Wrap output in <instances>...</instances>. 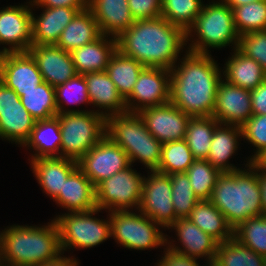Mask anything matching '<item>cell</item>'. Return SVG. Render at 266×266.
<instances>
[{"label":"cell","mask_w":266,"mask_h":266,"mask_svg":"<svg viewBox=\"0 0 266 266\" xmlns=\"http://www.w3.org/2000/svg\"><path fill=\"white\" fill-rule=\"evenodd\" d=\"M184 53L170 70V102L191 117L212 116L222 69L211 54Z\"/></svg>","instance_id":"6da1fadb"},{"label":"cell","mask_w":266,"mask_h":266,"mask_svg":"<svg viewBox=\"0 0 266 266\" xmlns=\"http://www.w3.org/2000/svg\"><path fill=\"white\" fill-rule=\"evenodd\" d=\"M117 49L145 67L171 70L186 43V32L164 17L134 21L117 39ZM182 50V51H181Z\"/></svg>","instance_id":"7a4b0ae2"},{"label":"cell","mask_w":266,"mask_h":266,"mask_svg":"<svg viewBox=\"0 0 266 266\" xmlns=\"http://www.w3.org/2000/svg\"><path fill=\"white\" fill-rule=\"evenodd\" d=\"M4 266H41L62 255L55 220L46 225H10L0 231Z\"/></svg>","instance_id":"3957f363"},{"label":"cell","mask_w":266,"mask_h":266,"mask_svg":"<svg viewBox=\"0 0 266 266\" xmlns=\"http://www.w3.org/2000/svg\"><path fill=\"white\" fill-rule=\"evenodd\" d=\"M245 162L243 169L218 176L209 199L233 229L248 218L263 215L257 171L249 159Z\"/></svg>","instance_id":"277c9868"},{"label":"cell","mask_w":266,"mask_h":266,"mask_svg":"<svg viewBox=\"0 0 266 266\" xmlns=\"http://www.w3.org/2000/svg\"><path fill=\"white\" fill-rule=\"evenodd\" d=\"M239 38L232 9L222 0H214L206 5L204 3L201 13L186 31V50L197 54H210L212 48L221 50L232 45L233 50L238 47Z\"/></svg>","instance_id":"5b68a950"},{"label":"cell","mask_w":266,"mask_h":266,"mask_svg":"<svg viewBox=\"0 0 266 266\" xmlns=\"http://www.w3.org/2000/svg\"><path fill=\"white\" fill-rule=\"evenodd\" d=\"M106 135L128 155L131 165L142 163L148 171L157 170L162 143L148 130L137 112H125L107 117Z\"/></svg>","instance_id":"8992f818"},{"label":"cell","mask_w":266,"mask_h":266,"mask_svg":"<svg viewBox=\"0 0 266 266\" xmlns=\"http://www.w3.org/2000/svg\"><path fill=\"white\" fill-rule=\"evenodd\" d=\"M56 116L61 130V157L78 161L106 135L107 118L94 109Z\"/></svg>","instance_id":"52a82bcc"},{"label":"cell","mask_w":266,"mask_h":266,"mask_svg":"<svg viewBox=\"0 0 266 266\" xmlns=\"http://www.w3.org/2000/svg\"><path fill=\"white\" fill-rule=\"evenodd\" d=\"M101 210L65 212L53 218L59 229L61 251L87 249L100 245L111 237L109 212L106 219L94 215ZM94 216V217H93Z\"/></svg>","instance_id":"ba28073f"},{"label":"cell","mask_w":266,"mask_h":266,"mask_svg":"<svg viewBox=\"0 0 266 266\" xmlns=\"http://www.w3.org/2000/svg\"><path fill=\"white\" fill-rule=\"evenodd\" d=\"M136 212V213H135ZM110 211L111 238L130 250L164 248L166 234L158 223L140 210Z\"/></svg>","instance_id":"9c48e42d"},{"label":"cell","mask_w":266,"mask_h":266,"mask_svg":"<svg viewBox=\"0 0 266 266\" xmlns=\"http://www.w3.org/2000/svg\"><path fill=\"white\" fill-rule=\"evenodd\" d=\"M132 167L101 181L95 187L98 209H106L107 212L139 209L144 176Z\"/></svg>","instance_id":"30bf717a"},{"label":"cell","mask_w":266,"mask_h":266,"mask_svg":"<svg viewBox=\"0 0 266 266\" xmlns=\"http://www.w3.org/2000/svg\"><path fill=\"white\" fill-rule=\"evenodd\" d=\"M172 184L168 174L148 171L144 175L139 209L144 215L168 229L178 218L172 202Z\"/></svg>","instance_id":"8fae6325"},{"label":"cell","mask_w":266,"mask_h":266,"mask_svg":"<svg viewBox=\"0 0 266 266\" xmlns=\"http://www.w3.org/2000/svg\"><path fill=\"white\" fill-rule=\"evenodd\" d=\"M77 162L78 167L95 187L101 181L131 166L125 151L107 135Z\"/></svg>","instance_id":"7c38bea8"},{"label":"cell","mask_w":266,"mask_h":266,"mask_svg":"<svg viewBox=\"0 0 266 266\" xmlns=\"http://www.w3.org/2000/svg\"><path fill=\"white\" fill-rule=\"evenodd\" d=\"M36 121L22 105L18 94L0 81V138L22 147Z\"/></svg>","instance_id":"4fadbf2b"},{"label":"cell","mask_w":266,"mask_h":266,"mask_svg":"<svg viewBox=\"0 0 266 266\" xmlns=\"http://www.w3.org/2000/svg\"><path fill=\"white\" fill-rule=\"evenodd\" d=\"M171 74L164 68L144 67L131 94L125 99L127 112L170 102Z\"/></svg>","instance_id":"5bb4252c"},{"label":"cell","mask_w":266,"mask_h":266,"mask_svg":"<svg viewBox=\"0 0 266 266\" xmlns=\"http://www.w3.org/2000/svg\"><path fill=\"white\" fill-rule=\"evenodd\" d=\"M27 3L0 8V45H3V55L28 52L32 45L31 0Z\"/></svg>","instance_id":"9a60e30c"},{"label":"cell","mask_w":266,"mask_h":266,"mask_svg":"<svg viewBox=\"0 0 266 266\" xmlns=\"http://www.w3.org/2000/svg\"><path fill=\"white\" fill-rule=\"evenodd\" d=\"M138 114L143 119L147 130L162 144L185 139L191 116L171 102L143 108Z\"/></svg>","instance_id":"2e32d148"},{"label":"cell","mask_w":266,"mask_h":266,"mask_svg":"<svg viewBox=\"0 0 266 266\" xmlns=\"http://www.w3.org/2000/svg\"><path fill=\"white\" fill-rule=\"evenodd\" d=\"M253 115L251 90L219 82L212 117L220 124L242 127Z\"/></svg>","instance_id":"e0dca14e"},{"label":"cell","mask_w":266,"mask_h":266,"mask_svg":"<svg viewBox=\"0 0 266 266\" xmlns=\"http://www.w3.org/2000/svg\"><path fill=\"white\" fill-rule=\"evenodd\" d=\"M170 229L173 231L175 230V236H177V241L180 245H178L179 243H174L175 240H171L170 236L166 234L165 247L184 256L197 259L205 258L206 261L215 259L218 242L213 237L203 232L188 218L177 219L168 228V230Z\"/></svg>","instance_id":"ac0fdd59"},{"label":"cell","mask_w":266,"mask_h":266,"mask_svg":"<svg viewBox=\"0 0 266 266\" xmlns=\"http://www.w3.org/2000/svg\"><path fill=\"white\" fill-rule=\"evenodd\" d=\"M0 81L14 91H30L44 82L37 63L29 52L0 56Z\"/></svg>","instance_id":"d6986e66"},{"label":"cell","mask_w":266,"mask_h":266,"mask_svg":"<svg viewBox=\"0 0 266 266\" xmlns=\"http://www.w3.org/2000/svg\"><path fill=\"white\" fill-rule=\"evenodd\" d=\"M28 52L35 59L43 80L53 87L77 74L71 53L56 45L32 44Z\"/></svg>","instance_id":"ffe728a7"},{"label":"cell","mask_w":266,"mask_h":266,"mask_svg":"<svg viewBox=\"0 0 266 266\" xmlns=\"http://www.w3.org/2000/svg\"><path fill=\"white\" fill-rule=\"evenodd\" d=\"M42 12L31 16L32 44L33 45H56L61 32L72 21V19L87 8L69 7H41Z\"/></svg>","instance_id":"44dd1931"},{"label":"cell","mask_w":266,"mask_h":266,"mask_svg":"<svg viewBox=\"0 0 266 266\" xmlns=\"http://www.w3.org/2000/svg\"><path fill=\"white\" fill-rule=\"evenodd\" d=\"M84 77L90 105L97 108V110H94L96 113L107 118L111 115L127 112L125 100L119 94L106 71L86 73Z\"/></svg>","instance_id":"7402d4cb"},{"label":"cell","mask_w":266,"mask_h":266,"mask_svg":"<svg viewBox=\"0 0 266 266\" xmlns=\"http://www.w3.org/2000/svg\"><path fill=\"white\" fill-rule=\"evenodd\" d=\"M103 35L118 38L134 23L128 0H88Z\"/></svg>","instance_id":"603a6c76"},{"label":"cell","mask_w":266,"mask_h":266,"mask_svg":"<svg viewBox=\"0 0 266 266\" xmlns=\"http://www.w3.org/2000/svg\"><path fill=\"white\" fill-rule=\"evenodd\" d=\"M32 173L44 193L54 200L64 186V181L78 167V162L64 157L31 159Z\"/></svg>","instance_id":"cb8c5ba5"},{"label":"cell","mask_w":266,"mask_h":266,"mask_svg":"<svg viewBox=\"0 0 266 266\" xmlns=\"http://www.w3.org/2000/svg\"><path fill=\"white\" fill-rule=\"evenodd\" d=\"M53 201L66 212L94 210L97 208L95 186L77 167L64 181L60 194Z\"/></svg>","instance_id":"d4e9b609"},{"label":"cell","mask_w":266,"mask_h":266,"mask_svg":"<svg viewBox=\"0 0 266 266\" xmlns=\"http://www.w3.org/2000/svg\"><path fill=\"white\" fill-rule=\"evenodd\" d=\"M117 50L116 38L102 35L94 42L73 49L70 53L77 74L106 71Z\"/></svg>","instance_id":"484cf974"},{"label":"cell","mask_w":266,"mask_h":266,"mask_svg":"<svg viewBox=\"0 0 266 266\" xmlns=\"http://www.w3.org/2000/svg\"><path fill=\"white\" fill-rule=\"evenodd\" d=\"M240 139H242L241 127L219 123L215 128L206 160L221 173L243 169L237 168L229 161L240 148L238 147Z\"/></svg>","instance_id":"4316f807"},{"label":"cell","mask_w":266,"mask_h":266,"mask_svg":"<svg viewBox=\"0 0 266 266\" xmlns=\"http://www.w3.org/2000/svg\"><path fill=\"white\" fill-rule=\"evenodd\" d=\"M222 78L232 85L253 90L266 80V73L257 61L235 48L224 64Z\"/></svg>","instance_id":"83f0119b"},{"label":"cell","mask_w":266,"mask_h":266,"mask_svg":"<svg viewBox=\"0 0 266 266\" xmlns=\"http://www.w3.org/2000/svg\"><path fill=\"white\" fill-rule=\"evenodd\" d=\"M22 147L35 151L30 155V159L61 157V130L58 117L37 120L29 139Z\"/></svg>","instance_id":"f1b7e54d"},{"label":"cell","mask_w":266,"mask_h":266,"mask_svg":"<svg viewBox=\"0 0 266 266\" xmlns=\"http://www.w3.org/2000/svg\"><path fill=\"white\" fill-rule=\"evenodd\" d=\"M102 35L98 22L87 8L80 11L64 28L56 46L71 52L75 48L94 42Z\"/></svg>","instance_id":"f546056e"},{"label":"cell","mask_w":266,"mask_h":266,"mask_svg":"<svg viewBox=\"0 0 266 266\" xmlns=\"http://www.w3.org/2000/svg\"><path fill=\"white\" fill-rule=\"evenodd\" d=\"M187 218L218 243L233 238V228L209 200H199Z\"/></svg>","instance_id":"4dcf8cb0"},{"label":"cell","mask_w":266,"mask_h":266,"mask_svg":"<svg viewBox=\"0 0 266 266\" xmlns=\"http://www.w3.org/2000/svg\"><path fill=\"white\" fill-rule=\"evenodd\" d=\"M144 67L139 61L122 54L118 49L113 54L106 72L124 100L131 94L134 84Z\"/></svg>","instance_id":"1f68e13d"},{"label":"cell","mask_w":266,"mask_h":266,"mask_svg":"<svg viewBox=\"0 0 266 266\" xmlns=\"http://www.w3.org/2000/svg\"><path fill=\"white\" fill-rule=\"evenodd\" d=\"M22 105L36 119H49L58 114L55 87L42 82L30 91H15Z\"/></svg>","instance_id":"d6a6232c"},{"label":"cell","mask_w":266,"mask_h":266,"mask_svg":"<svg viewBox=\"0 0 266 266\" xmlns=\"http://www.w3.org/2000/svg\"><path fill=\"white\" fill-rule=\"evenodd\" d=\"M218 124L219 122L212 116L191 117L188 121L185 141L195 159H207Z\"/></svg>","instance_id":"836d02e7"},{"label":"cell","mask_w":266,"mask_h":266,"mask_svg":"<svg viewBox=\"0 0 266 266\" xmlns=\"http://www.w3.org/2000/svg\"><path fill=\"white\" fill-rule=\"evenodd\" d=\"M195 158L185 139L162 144L161 160L156 171L164 174L185 173Z\"/></svg>","instance_id":"e575fe53"},{"label":"cell","mask_w":266,"mask_h":266,"mask_svg":"<svg viewBox=\"0 0 266 266\" xmlns=\"http://www.w3.org/2000/svg\"><path fill=\"white\" fill-rule=\"evenodd\" d=\"M215 260L222 266H263L266 257L241 245L235 238L218 243Z\"/></svg>","instance_id":"d590c367"},{"label":"cell","mask_w":266,"mask_h":266,"mask_svg":"<svg viewBox=\"0 0 266 266\" xmlns=\"http://www.w3.org/2000/svg\"><path fill=\"white\" fill-rule=\"evenodd\" d=\"M203 6V0H162L161 17L186 32L201 13Z\"/></svg>","instance_id":"8d00e7d4"},{"label":"cell","mask_w":266,"mask_h":266,"mask_svg":"<svg viewBox=\"0 0 266 266\" xmlns=\"http://www.w3.org/2000/svg\"><path fill=\"white\" fill-rule=\"evenodd\" d=\"M55 97L58 114L70 113V112H84L88 110L68 109L63 105H80L90 104L88 97V90L86 79L82 74H76L73 78L69 79L63 84L55 87Z\"/></svg>","instance_id":"74e56055"},{"label":"cell","mask_w":266,"mask_h":266,"mask_svg":"<svg viewBox=\"0 0 266 266\" xmlns=\"http://www.w3.org/2000/svg\"><path fill=\"white\" fill-rule=\"evenodd\" d=\"M233 238L266 257V215L251 217L240 223L233 229Z\"/></svg>","instance_id":"f35d334b"},{"label":"cell","mask_w":266,"mask_h":266,"mask_svg":"<svg viewBox=\"0 0 266 266\" xmlns=\"http://www.w3.org/2000/svg\"><path fill=\"white\" fill-rule=\"evenodd\" d=\"M199 200H209L221 172L206 159H195L185 172Z\"/></svg>","instance_id":"ab89813d"},{"label":"cell","mask_w":266,"mask_h":266,"mask_svg":"<svg viewBox=\"0 0 266 266\" xmlns=\"http://www.w3.org/2000/svg\"><path fill=\"white\" fill-rule=\"evenodd\" d=\"M234 26L239 36L266 30V0L251 2L232 9Z\"/></svg>","instance_id":"60d3db41"},{"label":"cell","mask_w":266,"mask_h":266,"mask_svg":"<svg viewBox=\"0 0 266 266\" xmlns=\"http://www.w3.org/2000/svg\"><path fill=\"white\" fill-rule=\"evenodd\" d=\"M172 184V204L176 217L187 218L199 201L195 195L186 173L169 175Z\"/></svg>","instance_id":"b9f144b4"},{"label":"cell","mask_w":266,"mask_h":266,"mask_svg":"<svg viewBox=\"0 0 266 266\" xmlns=\"http://www.w3.org/2000/svg\"><path fill=\"white\" fill-rule=\"evenodd\" d=\"M241 130L243 140H247L254 146L253 150H256L250 158L248 157L251 162H255L266 151V114H253Z\"/></svg>","instance_id":"7bdbcfd3"},{"label":"cell","mask_w":266,"mask_h":266,"mask_svg":"<svg viewBox=\"0 0 266 266\" xmlns=\"http://www.w3.org/2000/svg\"><path fill=\"white\" fill-rule=\"evenodd\" d=\"M237 49L257 61L266 73V30L243 34L239 38Z\"/></svg>","instance_id":"ee69618b"},{"label":"cell","mask_w":266,"mask_h":266,"mask_svg":"<svg viewBox=\"0 0 266 266\" xmlns=\"http://www.w3.org/2000/svg\"><path fill=\"white\" fill-rule=\"evenodd\" d=\"M128 5L135 21L161 16L162 0H128Z\"/></svg>","instance_id":"f6af8a7d"},{"label":"cell","mask_w":266,"mask_h":266,"mask_svg":"<svg viewBox=\"0 0 266 266\" xmlns=\"http://www.w3.org/2000/svg\"><path fill=\"white\" fill-rule=\"evenodd\" d=\"M164 249L163 256L158 263H155L156 266H201L197 258L178 254L167 247Z\"/></svg>","instance_id":"bcb514c9"},{"label":"cell","mask_w":266,"mask_h":266,"mask_svg":"<svg viewBox=\"0 0 266 266\" xmlns=\"http://www.w3.org/2000/svg\"><path fill=\"white\" fill-rule=\"evenodd\" d=\"M35 7L88 8V0H31V8L34 10Z\"/></svg>","instance_id":"7dc6e473"},{"label":"cell","mask_w":266,"mask_h":266,"mask_svg":"<svg viewBox=\"0 0 266 266\" xmlns=\"http://www.w3.org/2000/svg\"><path fill=\"white\" fill-rule=\"evenodd\" d=\"M253 114H266V80L251 90Z\"/></svg>","instance_id":"c3c4849f"},{"label":"cell","mask_w":266,"mask_h":266,"mask_svg":"<svg viewBox=\"0 0 266 266\" xmlns=\"http://www.w3.org/2000/svg\"><path fill=\"white\" fill-rule=\"evenodd\" d=\"M250 165L257 171L258 183L260 186V195L262 202L263 215H266V167L259 165L256 161Z\"/></svg>","instance_id":"681fc988"},{"label":"cell","mask_w":266,"mask_h":266,"mask_svg":"<svg viewBox=\"0 0 266 266\" xmlns=\"http://www.w3.org/2000/svg\"><path fill=\"white\" fill-rule=\"evenodd\" d=\"M79 263L80 262L75 258V256L66 257L62 254L57 259L49 261L41 266H79Z\"/></svg>","instance_id":"f907efd6"},{"label":"cell","mask_w":266,"mask_h":266,"mask_svg":"<svg viewBox=\"0 0 266 266\" xmlns=\"http://www.w3.org/2000/svg\"><path fill=\"white\" fill-rule=\"evenodd\" d=\"M225 4H227L231 9L237 7V6H242L246 5L251 2H256L259 0H222Z\"/></svg>","instance_id":"816d5d0a"},{"label":"cell","mask_w":266,"mask_h":266,"mask_svg":"<svg viewBox=\"0 0 266 266\" xmlns=\"http://www.w3.org/2000/svg\"><path fill=\"white\" fill-rule=\"evenodd\" d=\"M259 165L266 167V151L265 153L256 161Z\"/></svg>","instance_id":"f5cc1de1"},{"label":"cell","mask_w":266,"mask_h":266,"mask_svg":"<svg viewBox=\"0 0 266 266\" xmlns=\"http://www.w3.org/2000/svg\"><path fill=\"white\" fill-rule=\"evenodd\" d=\"M207 264H203L202 266H222L218 261L215 259L206 261Z\"/></svg>","instance_id":"db71d44e"},{"label":"cell","mask_w":266,"mask_h":266,"mask_svg":"<svg viewBox=\"0 0 266 266\" xmlns=\"http://www.w3.org/2000/svg\"><path fill=\"white\" fill-rule=\"evenodd\" d=\"M0 266H4V265H3L2 258H1V254H0Z\"/></svg>","instance_id":"11a10c76"},{"label":"cell","mask_w":266,"mask_h":266,"mask_svg":"<svg viewBox=\"0 0 266 266\" xmlns=\"http://www.w3.org/2000/svg\"><path fill=\"white\" fill-rule=\"evenodd\" d=\"M0 56H3V49H0Z\"/></svg>","instance_id":"9f6ffc18"}]
</instances>
